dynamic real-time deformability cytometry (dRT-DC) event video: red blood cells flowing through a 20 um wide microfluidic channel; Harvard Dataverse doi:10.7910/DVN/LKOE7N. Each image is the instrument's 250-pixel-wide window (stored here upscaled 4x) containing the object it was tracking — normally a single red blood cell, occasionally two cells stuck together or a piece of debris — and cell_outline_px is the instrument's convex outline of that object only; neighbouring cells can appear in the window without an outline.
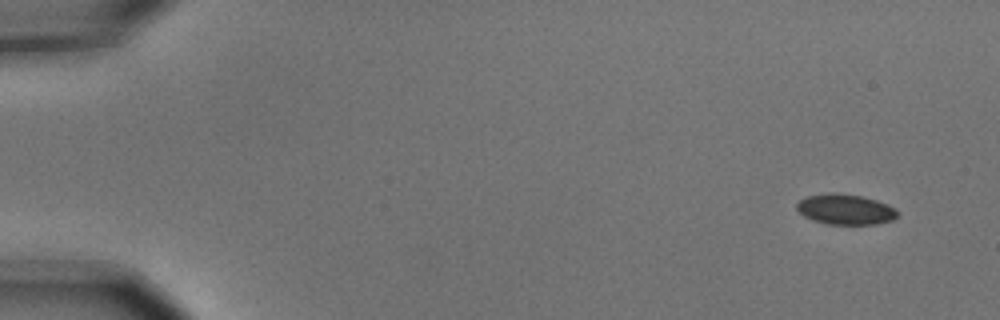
{"species": "common noctule bat (a hibernating species)", "species_latin": "Nyctalus noctula", "temperature_condition": "cold", "stored_images_in_passage": 5, "camera_frame_rate_fps": 3000, "um_per_image_px": 0.085, "animal": {"sex": "male", "body_mass_g": 15.6}, "frame": {"image": 1, "passage_image": 1, "time_ms": 0.0, "image_size_px": [1000, 320], "cell_outline_px": [[896, 216], [892, 220], [876, 224], [824, 224], [812, 220], [804, 216], [796, 208], [796, 204], [800, 200], [808, 196], [828, 192], [836, 192], [860, 196], [876, 200], [888, 204], [896, 208]], "centroid_in_image_um": [71.83, 17.79], "position_along_channel_um": 13.2, "area_um2": 17.86}}
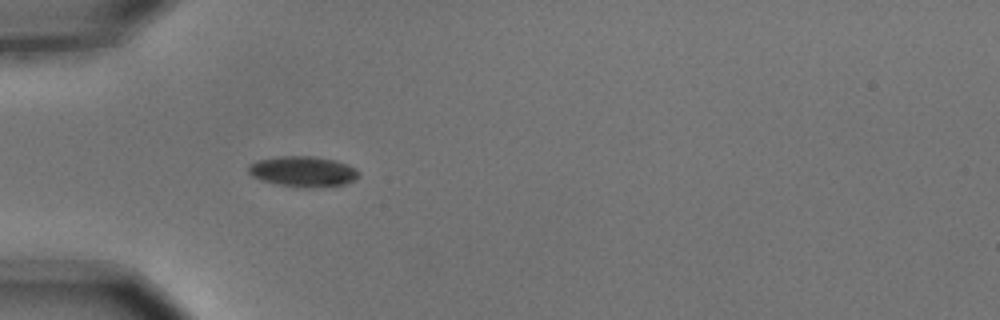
{"frame": {"image": 2, "passage_image": 5, "time_ms": 1.333, "image_size_px": [1000, 320], "cell_outline_px": [[360, 176], [344, 184], [308, 188], [280, 184], [264, 180], [252, 176], [248, 172], [248, 164], [256, 160], [280, 156], [312, 156], [336, 160], [348, 164], [356, 168], [360, 172]], "centroid_in_image_um": [25.77, 14.55], "position_along_channel_um": 59.2, "area_um2": 19.54}}